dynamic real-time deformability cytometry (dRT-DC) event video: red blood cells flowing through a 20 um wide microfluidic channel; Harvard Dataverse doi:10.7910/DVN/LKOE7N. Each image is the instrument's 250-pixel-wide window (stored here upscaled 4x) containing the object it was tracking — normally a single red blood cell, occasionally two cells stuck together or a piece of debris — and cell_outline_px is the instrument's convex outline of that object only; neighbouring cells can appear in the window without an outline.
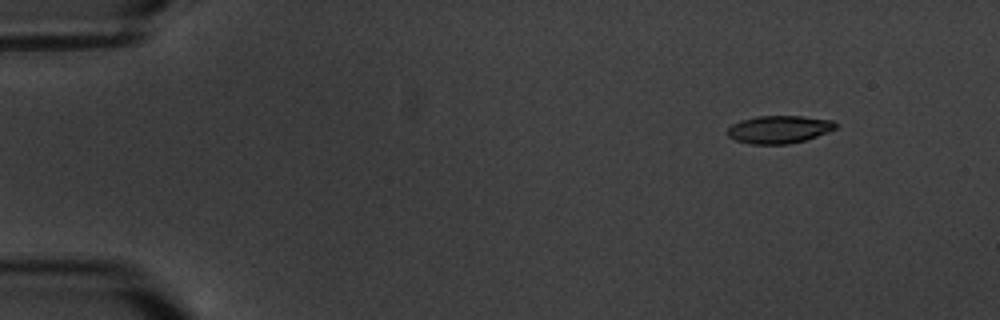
{"species": "common noctule bat (a hibernating species)", "species_latin": "Nyctalus noctula", "temperature_condition": "warm", "stored_images_in_passage": 16, "camera_frame_rate_fps": 3000, "um_per_image_px": 0.085, "animal": {"sex": "male", "body_mass_g": 20.1, "forearm_length_mm": 53.5}, "frame": {"image": 1, "passage_image": 2, "time_ms": 1.0, "image_size_px": [1000, 320], "cell_outline_px": [[840, 124], [836, 128], [816, 136], [804, 140], [788, 144], [752, 144], [736, 140], [728, 136], [728, 128], [732, 124], [740, 120], [756, 116], [800, 116], [832, 120]], "centroid_in_image_um": [66.22, 10.99], "position_along_channel_um": 18.8, "area_um2": 17.4}}
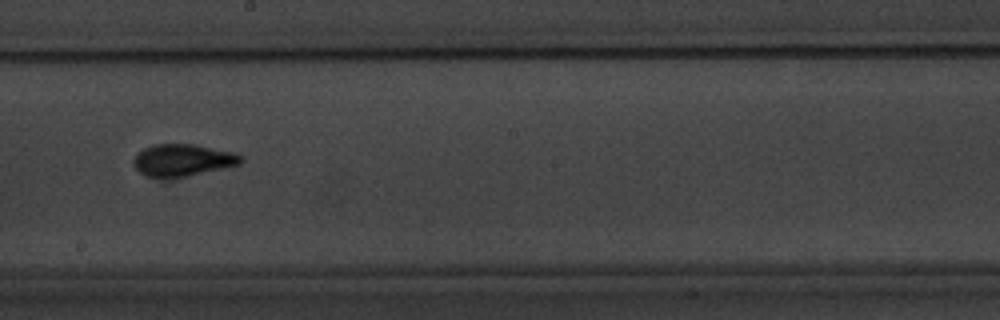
{"frame": {"image": 2, "passage_image": 9, "time_ms": 10.333, "image_size_px": [1000, 320], "cell_outline_px": [[244, 160], [240, 164], [188, 176], [148, 176], [140, 172], [132, 164], [132, 160], [136, 152], [152, 144], [192, 144], [232, 152], [244, 156]], "centroid_in_image_um": [15.51, 13.59], "position_along_channel_um": 232.7, "area_um2": 19.83}}
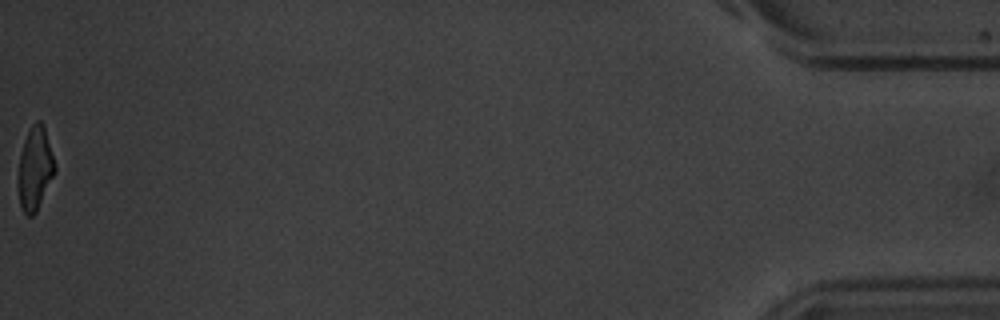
{"frame": {"image": 3, "passage_image": 16, "time_ms": 19.0, "image_size_px": [1000, 320], "cell_outline_px": [[56, 168], [36, 212], [32, 216], [28, 216], [24, 212], [20, 204], [20, 156], [24, 140], [32, 124], [36, 120], [40, 120], [44, 128]], "centroid_in_image_um": [2.99, 14.31], "position_along_channel_um": 432.2, "area_um2": 16.76}, "authors_computed_cell_mechanics": {"area_um2": 18.7561, "velocity_mm_per_s": 3.381, "shape_relaxation_time_tau1_ms": 3.1767, "shape_relaxation_time_tau2_ms": 0.7438, "deformation_change_tau1": 0.1543, "deformation_change_tau2": 0.0709}}